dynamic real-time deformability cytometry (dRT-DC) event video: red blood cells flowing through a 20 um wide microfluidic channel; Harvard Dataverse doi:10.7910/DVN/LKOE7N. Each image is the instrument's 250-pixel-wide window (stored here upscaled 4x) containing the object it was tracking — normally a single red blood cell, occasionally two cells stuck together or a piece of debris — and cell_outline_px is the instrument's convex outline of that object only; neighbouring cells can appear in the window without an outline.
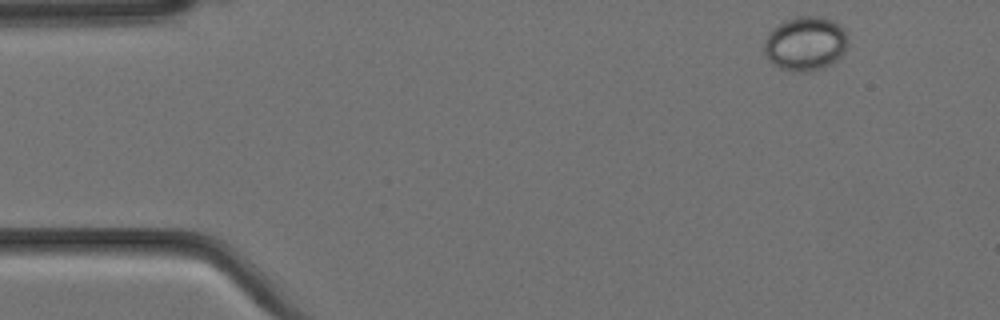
{"species": "Egyptian fruit bat (a non-hibernating species)", "species_latin": "Rousettus aegyptiacus", "temperature_condition": "cold", "stored_images_in_passage": 4, "camera_frame_rate_fps": 3000, "um_per_image_px": 0.085, "animal": {"sex": "female"}, "frame": {"image": 1, "passage_image": 1, "time_ms": 0.0, "image_size_px": [1000, 320], "cell_outline_px": [[848, 40], [844, 52], [832, 64], [824, 68], [808, 72], [792, 72], [780, 68], [772, 64], [768, 60], [764, 52], [764, 40], [768, 32], [780, 24], [796, 16], [820, 16], [832, 20], [844, 28], [848, 32]], "centroid_in_image_um": [68.47, 3.72], "position_along_channel_um": 16.5, "area_um2": 26.82}}
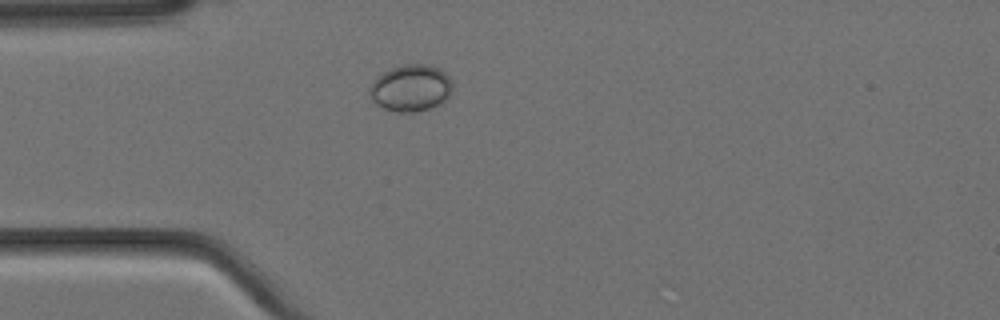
{"frame": {"image": 2, "passage_image": 4, "time_ms": 1.0, "image_size_px": [1000, 320], "cell_outline_px": [[452, 88], [448, 96], [440, 104], [432, 108], [416, 112], [396, 112], [384, 108], [376, 104], [372, 100], [368, 92], [368, 88], [372, 80], [376, 76], [392, 68], [404, 64], [428, 64], [440, 68], [448, 76], [452, 84]], "centroid_in_image_um": [34.89, 7.48], "position_along_channel_um": 50.1, "area_um2": 22.83}}